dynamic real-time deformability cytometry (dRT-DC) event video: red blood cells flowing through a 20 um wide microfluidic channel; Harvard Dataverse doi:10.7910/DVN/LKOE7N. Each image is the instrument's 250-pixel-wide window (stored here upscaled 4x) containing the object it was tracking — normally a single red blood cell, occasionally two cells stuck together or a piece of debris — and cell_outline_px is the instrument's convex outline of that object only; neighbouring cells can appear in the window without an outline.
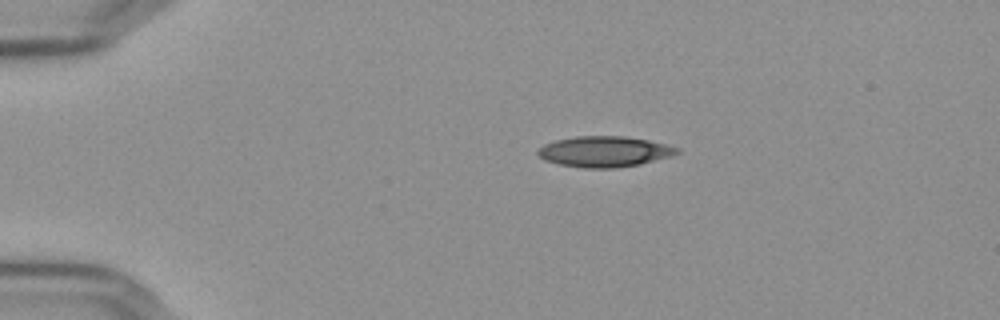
{"species": "Egyptian fruit bat (a non-hibernating species)", "species_latin": "Rousettus aegyptiacus", "temperature_condition": "cold", "stored_images_in_passage": 45, "camera_frame_rate_fps": 3000, "um_per_image_px": 0.085, "frame": {"image": 1, "passage_image": 1, "time_ms": 0.0, "image_size_px": [1000, 320], "cell_outline_px": [[680, 152], [672, 156], [640, 164], [616, 168], [584, 168], [560, 164], [544, 160], [536, 152], [536, 148], [544, 144], [556, 140], [576, 136], [624, 136], [648, 140], [668, 144], [680, 148]], "centroid_in_image_um": [51.39, 12.88], "position_along_channel_um": 33.6, "area_um2": 25.09}}
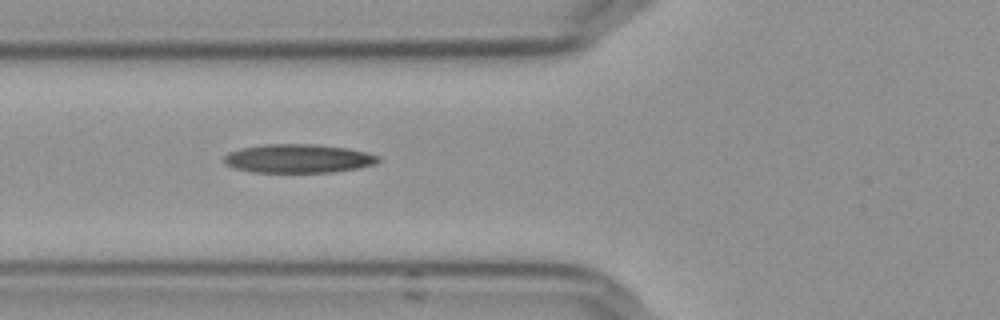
{"frame": {"image": 2, "passage_image": 11, "time_ms": 3.333, "image_size_px": [1000, 320], "cell_outline_px": [[380, 160], [376, 164], [360, 168], [332, 172], [252, 172], [236, 168], [228, 164], [224, 160], [224, 156], [228, 152], [240, 148], [264, 144], [316, 144], [348, 148], [368, 152], [380, 156]], "centroid_in_image_um": [25.41, 13.47], "position_along_channel_um": 100.4, "area_um2": 25.95}}
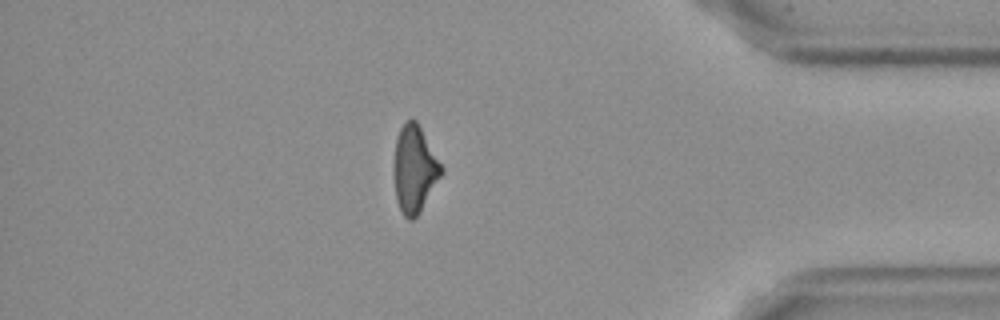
{"frame": {"image": 3, "passage_image": 38, "time_ms": 12.333, "image_size_px": [1000, 320], "cell_outline_px": [[444, 172], [420, 212], [412, 220], [408, 220], [404, 216], [400, 208], [396, 196], [396, 140], [400, 128], [408, 120], [416, 120], [444, 168]], "centroid_in_image_um": [35.29, 14.39], "position_along_channel_um": 399.9, "area_um2": 23.29}, "authors_computed_cell_mechanics": {"area_um2": 25.0852, "velocity_mm_per_s": 3.6504, "shape_relaxation_time_tau1_ms": 10.8492, "shape_relaxation_time_tau2_ms": 5.6266, "deformation_change_tau1": 0.234, "deformation_change_tau2": 0.1724}}